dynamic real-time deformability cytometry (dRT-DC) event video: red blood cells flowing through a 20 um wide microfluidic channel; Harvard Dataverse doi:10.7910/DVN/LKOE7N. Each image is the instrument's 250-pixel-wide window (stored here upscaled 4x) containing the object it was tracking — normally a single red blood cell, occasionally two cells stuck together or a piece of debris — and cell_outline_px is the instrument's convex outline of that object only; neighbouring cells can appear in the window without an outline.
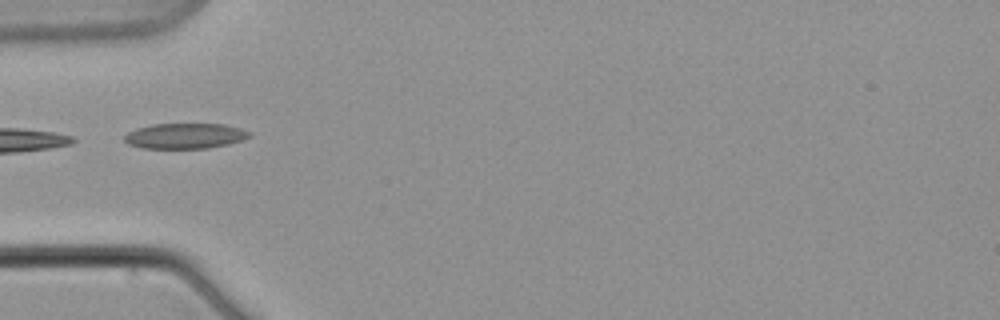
{"species": "common noctule bat (a hibernating species)", "species_latin": "Nyctalus noctula", "temperature_condition": "warm", "stored_images_in_passage": 7, "camera_frame_rate_fps": 3000, "um_per_image_px": 0.085, "animal": {"sex": "male", "body_mass_g": 21.5, "forearm_length_mm": 52.0}, "frame": {"image": 1, "passage_image": 6, "time_ms": 6.667, "image_size_px": [1000, 320], "cell_outline_px": [[252, 136], [228, 144], [208, 148], [140, 148], [128, 144], [124, 140], [124, 136], [128, 132], [136, 128], [152, 124], [224, 124], [240, 128], [252, 132]], "centroid_in_image_um": [15.72, 11.55], "position_along_channel_um": 69.3, "area_um2": 18.55}}